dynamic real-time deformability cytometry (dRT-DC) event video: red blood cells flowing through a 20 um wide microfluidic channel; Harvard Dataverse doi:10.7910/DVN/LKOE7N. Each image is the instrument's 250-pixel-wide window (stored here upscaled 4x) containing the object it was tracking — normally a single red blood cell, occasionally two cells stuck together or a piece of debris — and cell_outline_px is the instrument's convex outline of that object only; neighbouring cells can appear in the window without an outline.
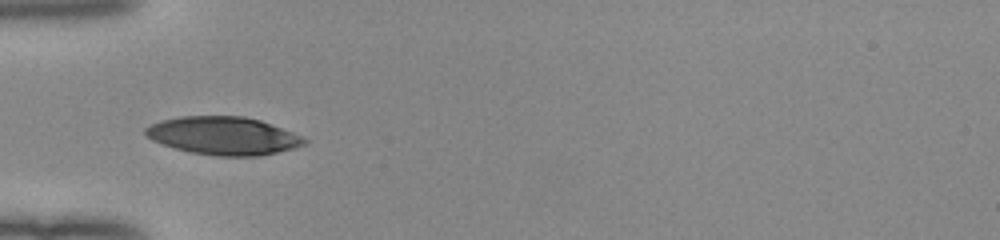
{"species": "human", "species_latin": "Homo sapiens", "temperature_condition": "room temperature", "stored_images_in_passage": 35, "camera_frame_rate_fps": 3000, "um_per_image_px": 0.085, "donor": {"sex": "female"}, "frame": {"image": 1, "passage_image": 1, "time_ms": 0.0, "image_size_px": [1000, 240], "cell_outline_px": [[308, 140], [304, 144], [292, 148], [260, 156], [216, 156], [192, 152], [176, 148], [152, 140], [144, 136], [144, 128], [160, 120], [180, 116], [244, 116], [260, 120], [304, 136]], "centroid_in_image_um": [18.97, 11.53], "position_along_channel_um": 66.0, "area_um2": 35.14}}
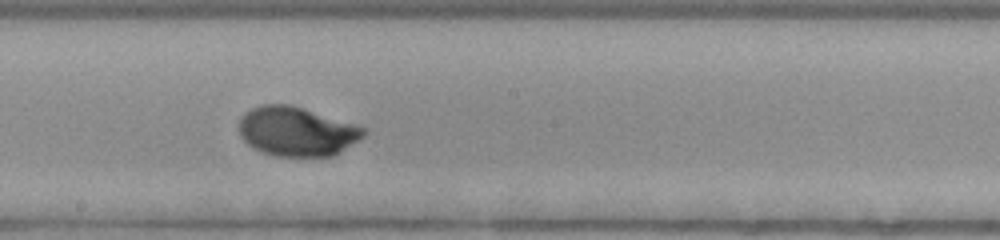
{"frame": {"image": 2, "passage_image": 13, "time_ms": 4.0, "image_size_px": [1000, 240], "cell_outline_px": [[368, 132], [364, 136], [340, 152], [332, 156], [276, 156], [260, 152], [248, 144], [240, 136], [240, 116], [244, 112], [260, 104], [288, 104], [304, 108], [364, 128]], "centroid_in_image_um": [25.18, 11.17], "position_along_channel_um": 223.0, "area_um2": 35.6}}
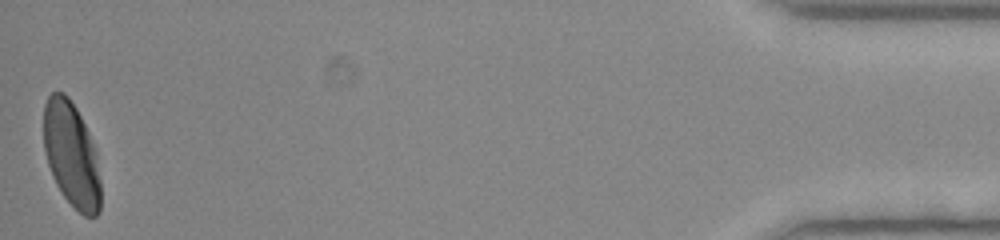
{"frame": {"image": 3, "passage_image": 35, "time_ms": 11.333, "image_size_px": [1000, 240], "cell_outline_px": [[100, 212], [96, 216], [84, 216], [64, 196], [56, 184], [52, 176], [48, 164], [44, 148], [44, 104], [48, 96], [52, 92], [64, 92], [68, 96], [76, 108], [88, 132], [96, 152], [100, 180]], "centroid_in_image_um": [6.07, 13.13], "position_along_channel_um": 429.1, "area_um2": 34.68}, "authors_computed_cell_mechanics": {"area_um2": 35.3736, "velocity_mm_per_s": 3.9857, "shape_relaxation_time_tau1_ms": 2.518, "shape_relaxation_time_tau2_ms": null, "deformation_change_tau1": 0.1589, "deformation_change_tau2": null}}